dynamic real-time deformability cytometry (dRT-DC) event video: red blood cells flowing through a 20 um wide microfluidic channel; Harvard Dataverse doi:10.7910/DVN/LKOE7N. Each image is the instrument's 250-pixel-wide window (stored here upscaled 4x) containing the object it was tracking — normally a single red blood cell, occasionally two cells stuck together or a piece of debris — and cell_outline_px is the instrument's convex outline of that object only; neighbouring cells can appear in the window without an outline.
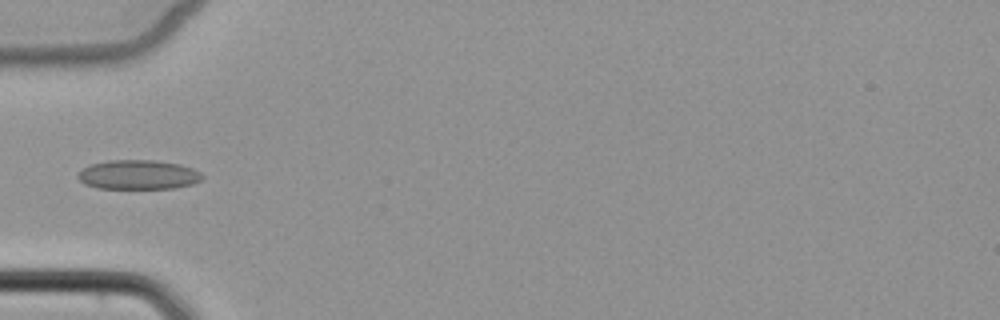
{"species": "common noctule bat (a hibernating species)", "species_latin": "Nyctalus noctula", "temperature_condition": "cold", "stored_images_in_passage": 6, "camera_frame_rate_fps": 3000, "um_per_image_px": 0.085, "animal": {"sex": "female", "body_mass_g": 22.7, "forearm_length_mm": 54.2}, "frame": {"image": 1, "passage_image": 6, "time_ms": 6.0, "image_size_px": [1000, 320], "cell_outline_px": [[204, 176], [200, 180], [192, 184], [176, 188], [96, 188], [84, 184], [76, 176], [88, 164], [108, 160], [152, 160], [180, 164], [192, 168], [200, 172]], "centroid_in_image_um": [11.74, 14.84], "position_along_channel_um": 73.3, "area_um2": 21.33}}